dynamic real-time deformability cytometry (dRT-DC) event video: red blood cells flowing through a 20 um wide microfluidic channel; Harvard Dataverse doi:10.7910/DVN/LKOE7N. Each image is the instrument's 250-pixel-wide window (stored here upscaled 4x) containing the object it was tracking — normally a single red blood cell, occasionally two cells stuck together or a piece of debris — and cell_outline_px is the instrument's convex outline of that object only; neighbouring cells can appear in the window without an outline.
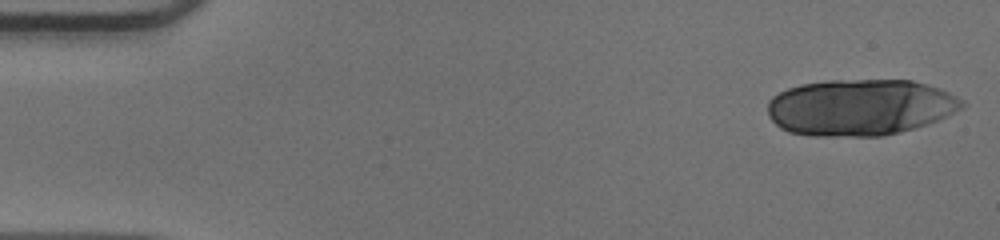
{"species": "human", "species_latin": "Homo sapiens", "temperature_condition": "warm", "stored_images_in_passage": 37, "camera_frame_rate_fps": 3000, "um_per_image_px": 0.085, "donor": {"sex": "male"}, "frame": {"image": 1, "passage_image": 1, "time_ms": 0.0, "image_size_px": [1000, 240], "cell_outline_px": [[964, 104], [960, 108], [936, 120], [912, 128], [880, 136], [808, 136], [788, 132], [780, 128], [768, 116], [768, 100], [772, 96], [788, 88], [800, 84], [828, 80], [912, 80], [940, 88], [964, 100]], "centroid_in_image_um": [73.04, 9.11], "position_along_channel_um": 12.0, "area_um2": 63.7}}
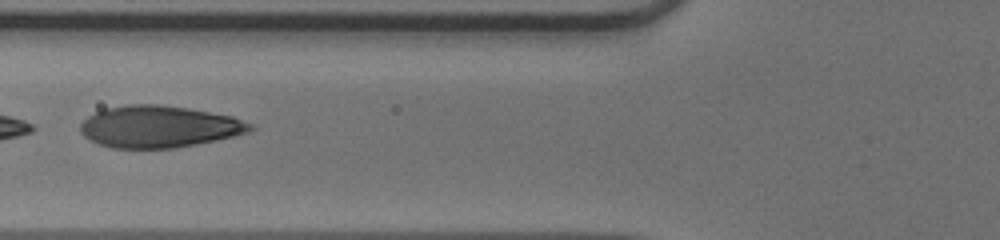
{"frame": {"image": 2, "passage_image": 19, "time_ms": 6.0, "image_size_px": [1000, 240], "cell_outline_px": [[256, 128], [248, 132], [216, 140], [176, 148], [112, 148], [88, 140], [80, 132], [80, 124], [88, 116], [104, 108], [128, 104], [160, 104], [188, 108], [232, 116], [252, 124]], "centroid_in_image_um": [13.49, 10.76], "position_along_channel_um": 112.3, "area_um2": 41.5}}
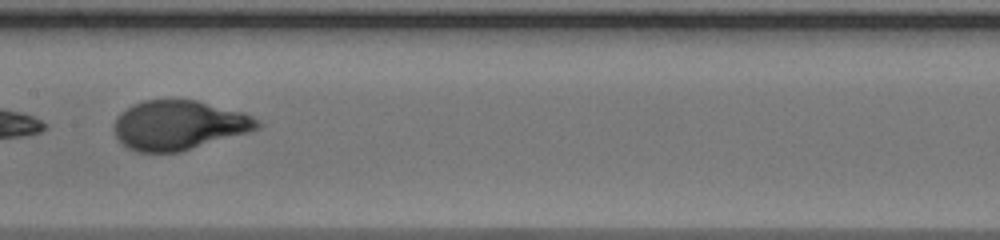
{"frame": {"image": 3, "passage_image": 25, "time_ms": 8.0, "image_size_px": [1000, 240], "cell_outline_px": [[264, 124], [260, 128], [248, 132], [180, 152], [136, 152], [128, 148], [116, 136], [112, 128], [116, 116], [120, 112], [132, 104], [144, 100], [196, 100], [244, 112], [260, 120]], "centroid_in_image_um": [15.2, 10.63], "position_along_channel_um": 192.2, "area_um2": 41.5}}